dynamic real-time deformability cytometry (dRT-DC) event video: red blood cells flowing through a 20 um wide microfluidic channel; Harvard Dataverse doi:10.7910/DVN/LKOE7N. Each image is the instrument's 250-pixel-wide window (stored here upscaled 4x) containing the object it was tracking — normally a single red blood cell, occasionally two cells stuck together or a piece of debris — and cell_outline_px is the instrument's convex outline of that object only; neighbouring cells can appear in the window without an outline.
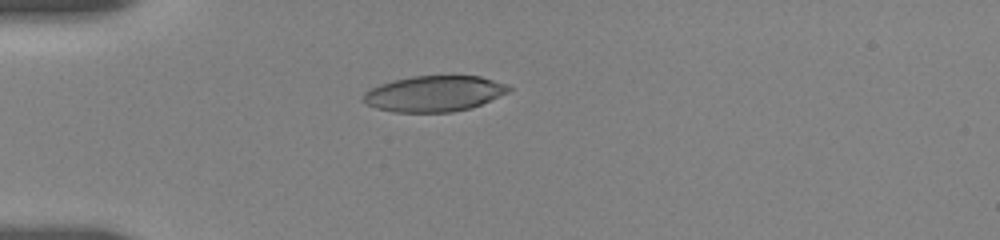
{"species": "human", "species_latin": "Homo sapiens", "temperature_condition": "room temperature", "stored_images_in_passage": 21, "camera_frame_rate_fps": 3000, "um_per_image_px": 0.085, "donor": {"sex": "female"}, "frame": {"image": 1, "passage_image": 1, "time_ms": 0.0, "image_size_px": [1000, 240], "cell_outline_px": [[512, 88], [508, 92], [472, 108], [452, 112], [392, 112], [376, 108], [360, 100], [364, 92], [380, 84], [392, 80], [412, 76], [480, 76], [508, 84]], "centroid_in_image_um": [36.89, 7.96], "position_along_channel_um": 48.1, "area_um2": 30.46}}
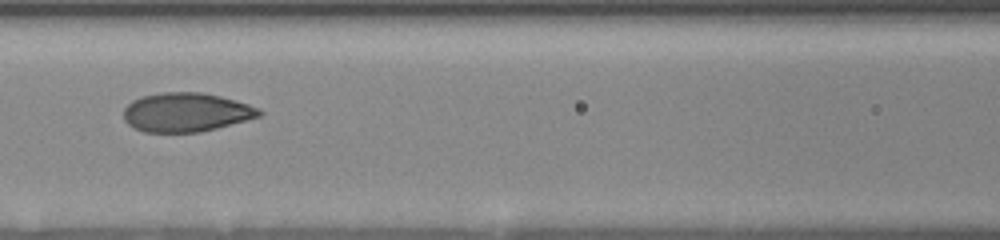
{"frame": {"image": 2, "passage_image": 10, "time_ms": 3.333, "image_size_px": [1000, 240], "cell_outline_px": [[264, 112], [260, 116], [216, 128], [200, 132], [144, 132], [128, 124], [124, 120], [124, 108], [132, 100], [140, 96], [160, 92], [204, 92], [220, 96], [248, 104], [260, 108]], "centroid_in_image_um": [15.81, 9.53], "position_along_channel_um": 150.8, "area_um2": 30.87}}
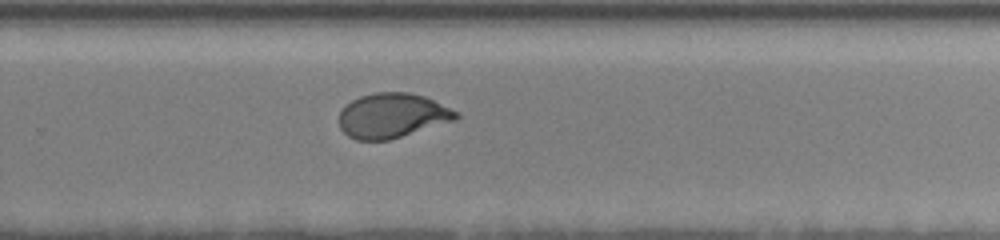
{"frame": {"image": 3, "passage_image": 21, "time_ms": 7.333, "image_size_px": [1000, 240], "cell_outline_px": [[460, 116], [456, 120], [388, 140], [356, 140], [348, 136], [340, 128], [340, 112], [352, 100], [360, 96], [376, 92], [408, 92], [424, 96], [460, 112]], "centroid_in_image_um": [33.37, 9.82], "position_along_channel_um": 296.4, "area_um2": 30.35}}